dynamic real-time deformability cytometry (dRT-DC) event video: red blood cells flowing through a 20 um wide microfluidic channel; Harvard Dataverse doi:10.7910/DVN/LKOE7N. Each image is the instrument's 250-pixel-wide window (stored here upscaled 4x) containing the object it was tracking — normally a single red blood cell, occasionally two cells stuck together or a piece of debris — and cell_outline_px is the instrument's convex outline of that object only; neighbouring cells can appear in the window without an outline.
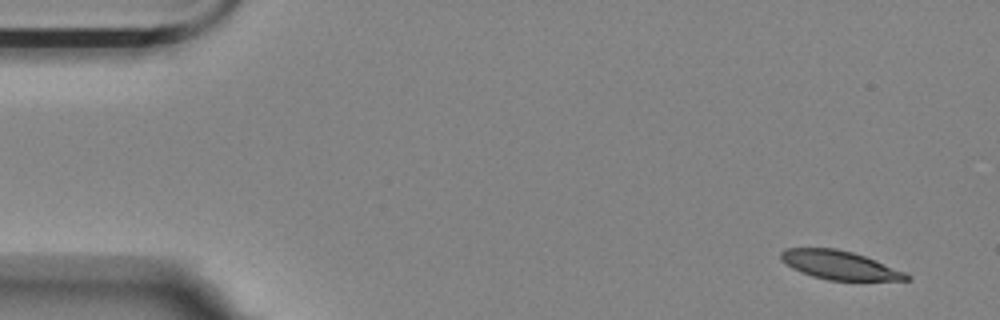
{"species": "Egyptian fruit bat (a non-hibernating species)", "species_latin": "Rousettus aegyptiacus", "temperature_condition": "room temperature", "stored_images_in_passage": 8, "camera_frame_rate_fps": 3000, "um_per_image_px": 0.085, "animal": {"sex": "female"}, "frame": {"image": 1, "passage_image": 1, "time_ms": 0.0, "image_size_px": [1000, 320], "cell_outline_px": [[912, 280], [828, 280], [812, 276], [800, 272], [792, 268], [780, 260], [780, 252], [788, 248], [836, 248], [852, 252], [864, 256], [904, 272], [912, 276]], "centroid_in_image_um": [71.33, 22.53], "position_along_channel_um": 13.7, "area_um2": 20.81}}
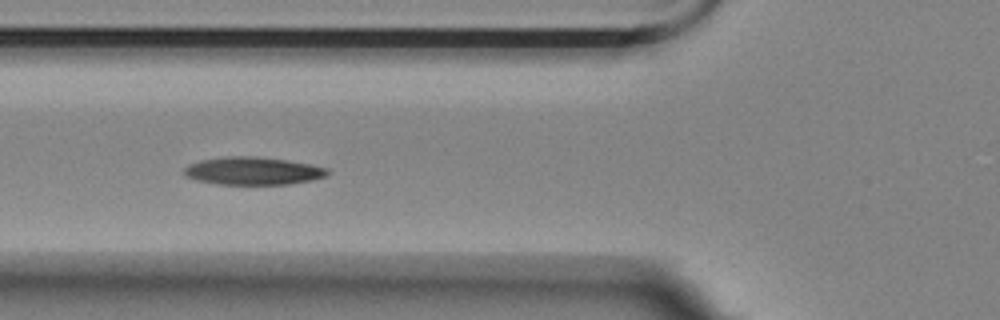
{"frame": {"image": 2, "passage_image": 6, "time_ms": 1.667, "image_size_px": [1000, 320], "cell_outline_px": [[332, 172], [328, 176], [312, 180], [288, 184], [216, 184], [196, 180], [184, 176], [184, 168], [188, 164], [200, 160], [224, 156], [256, 156], [288, 160], [328, 168]], "centroid_in_image_um": [21.5, 14.52], "position_along_channel_um": 104.3, "area_um2": 23.47}}
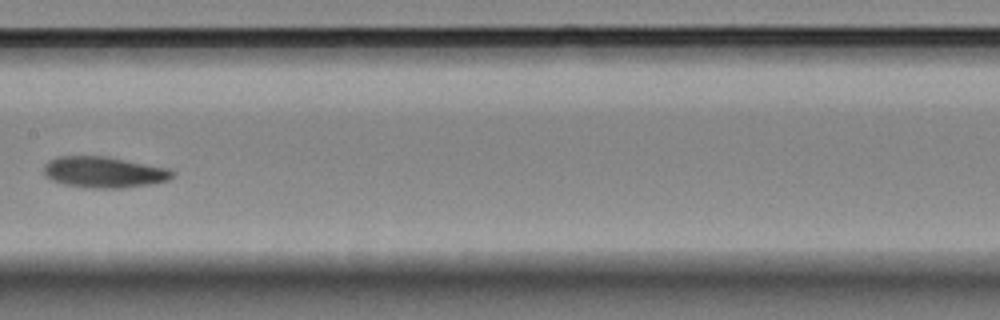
{"frame": {"image": 3, "passage_image": 8, "time_ms": 2.333, "image_size_px": [1000, 320], "cell_outline_px": [[176, 172], [168, 180], [152, 184], [120, 188], [84, 188], [64, 184], [52, 180], [44, 172], [44, 164], [48, 160], [56, 156], [104, 156], [168, 168]], "centroid_in_image_um": [8.82, 14.64], "position_along_channel_um": 198.6, "area_um2": 23.29}}